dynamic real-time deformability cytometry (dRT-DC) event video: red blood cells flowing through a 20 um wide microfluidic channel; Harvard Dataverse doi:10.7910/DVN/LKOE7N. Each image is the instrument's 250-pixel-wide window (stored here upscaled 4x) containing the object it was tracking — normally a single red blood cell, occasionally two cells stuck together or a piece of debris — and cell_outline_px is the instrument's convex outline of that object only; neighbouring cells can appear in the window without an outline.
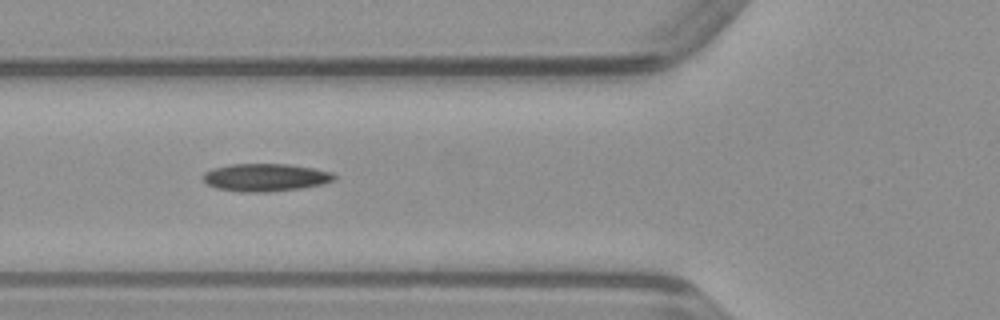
{"species": "common noctule bat (a hibernating species)", "species_latin": "Nyctalus noctula", "temperature_condition": "warm", "stored_images_in_passage": 18, "camera_frame_rate_fps": 3000, "um_per_image_px": 0.085, "animal": {"sex": "male", "body_mass_g": 23.1, "forearm_length_mm": 52.7}, "frame": {"image": 1, "passage_image": 8, "time_ms": 2.333, "image_size_px": [1000, 320], "cell_outline_px": [[336, 180], [320, 184], [300, 188], [268, 192], [240, 192], [216, 188], [208, 184], [200, 176], [204, 172], [212, 168], [232, 164], [288, 164], [312, 168], [332, 172], [336, 176]], "centroid_in_image_um": [22.53, 15.08], "position_along_channel_um": 103.3, "area_um2": 21.21}}
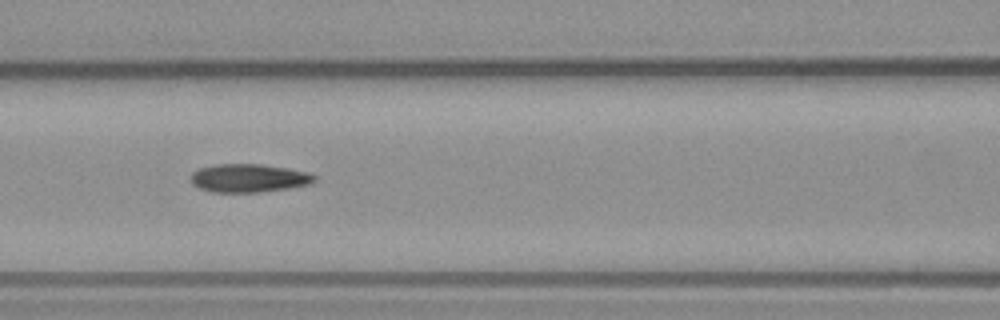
{"frame": {"image": 2, "passage_image": 11, "time_ms": 3.333, "image_size_px": [1000, 320], "cell_outline_px": [[316, 180], [312, 184], [288, 188], [260, 192], [212, 192], [200, 188], [192, 184], [188, 180], [188, 176], [192, 172], [200, 168], [216, 164], [260, 164], [288, 168], [308, 172], [316, 176]], "centroid_in_image_um": [21.12, 15.14], "position_along_channel_um": 145.5, "area_um2": 20.63}}